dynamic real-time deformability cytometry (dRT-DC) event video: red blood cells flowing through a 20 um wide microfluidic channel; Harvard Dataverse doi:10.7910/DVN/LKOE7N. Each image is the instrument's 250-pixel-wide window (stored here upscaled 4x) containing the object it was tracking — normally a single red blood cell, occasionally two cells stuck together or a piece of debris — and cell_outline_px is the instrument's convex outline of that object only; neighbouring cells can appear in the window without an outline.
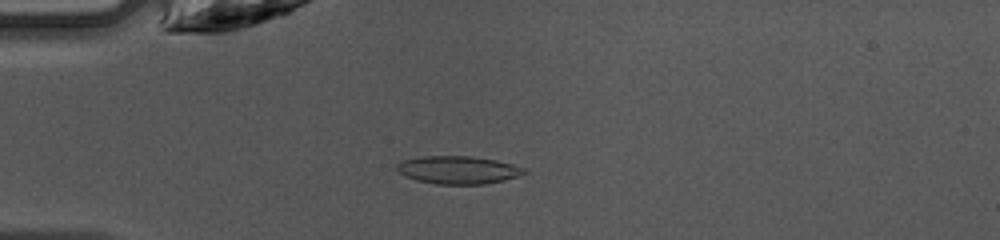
{"species": "common noctule bat (a hibernating species)", "species_latin": "Nyctalus noctula", "temperature_condition": "warm", "stored_images_in_passage": 44, "camera_frame_rate_fps": 3000, "um_per_image_px": 0.085, "animal": {"sex": "female", "body_mass_g": 10.0, "forearm_length_mm": 53.1}, "frame": {"image": 1, "passage_image": 10, "time_ms": 3.0, "image_size_px": [1000, 240], "cell_outline_px": [[528, 172], [504, 180], [484, 184], [436, 184], [416, 180], [404, 176], [396, 168], [396, 164], [404, 160], [420, 156], [468, 156], [496, 160], [512, 164], [524, 168]], "centroid_in_image_um": [38.91, 14.44], "position_along_channel_um": 46.1, "area_um2": 20.58}}
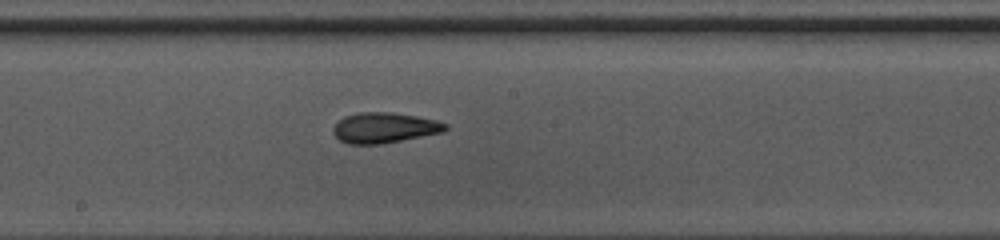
{"frame": {"image": 2, "passage_image": 23, "time_ms": 7.333, "image_size_px": [1000, 240], "cell_outline_px": [[448, 128], [444, 132], [380, 144], [348, 144], [340, 140], [332, 132], [332, 128], [336, 120], [344, 116], [356, 112], [392, 112], [416, 116], [436, 120], [448, 124]], "centroid_in_image_um": [32.63, 10.85], "position_along_channel_um": 215.6, "area_um2": 20.11}}
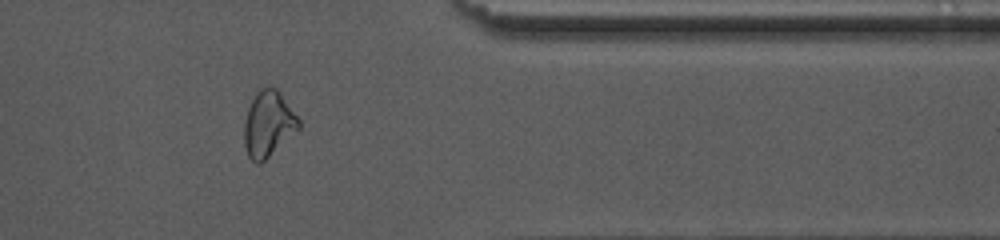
{"frame": {"image": 3, "passage_image": 36, "time_ms": 11.667, "image_size_px": [1000, 240], "cell_outline_px": [[300, 128], [260, 164], [256, 164], [248, 156], [244, 144], [244, 120], [248, 108], [256, 92], [260, 88], [276, 88], [300, 120]], "centroid_in_image_um": [22.79, 10.55], "position_along_channel_um": 388.6, "area_um2": 20.63}, "authors_computed_cell_mechanics": {"area_um2": 20.1722, "velocity_mm_per_s": 4.2727, "shape_relaxation_time_tau1_ms": 8.6949, "shape_relaxation_time_tau2_ms": 2.1572, "deformation_change_tau1": 0.22, "deformation_change_tau2": 0.091}}